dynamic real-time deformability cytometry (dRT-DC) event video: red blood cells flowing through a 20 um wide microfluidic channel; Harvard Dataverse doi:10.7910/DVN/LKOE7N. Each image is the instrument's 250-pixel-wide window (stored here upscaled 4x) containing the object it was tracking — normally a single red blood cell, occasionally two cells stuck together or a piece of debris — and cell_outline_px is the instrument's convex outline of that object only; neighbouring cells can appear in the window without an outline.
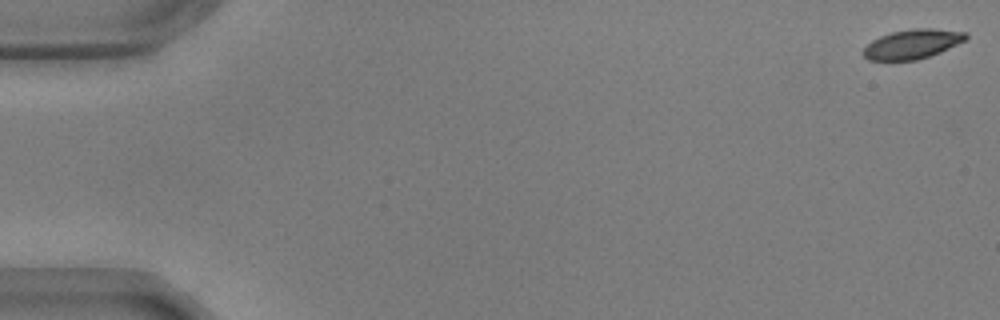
{"species": "common noctule bat (a hibernating species)", "species_latin": "Nyctalus noctula", "temperature_condition": "warm", "stored_images_in_passage": 56, "camera_frame_rate_fps": 3000, "um_per_image_px": 0.085, "animal": {"sex": "male", "body_mass_g": 17.9, "forearm_length_mm": 54.2}, "frame": {"image": 1, "passage_image": 1, "time_ms": 0.0, "image_size_px": [1000, 320], "cell_outline_px": [[968, 40], [940, 52], [916, 60], [868, 60], [864, 56], [864, 48], [872, 40], [880, 36], [892, 32], [912, 28], [932, 28], [968, 32]], "centroid_in_image_um": [77.6, 3.73], "position_along_channel_um": 7.4, "area_um2": 17.63}}
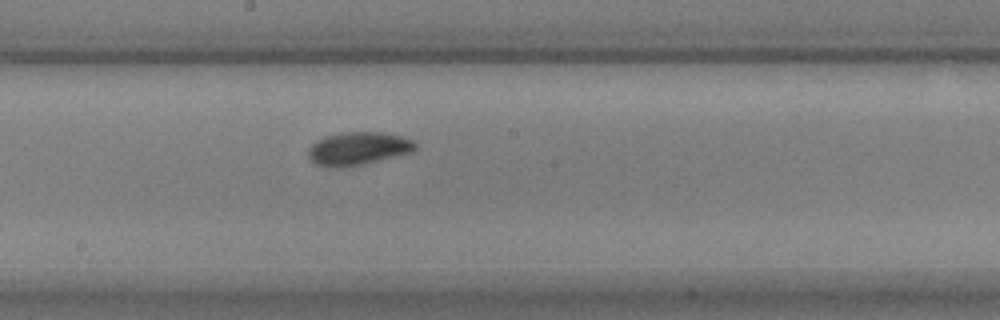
{"frame": {"image": 2, "passage_image": 31, "time_ms": 10.0, "image_size_px": [1000, 320], "cell_outline_px": [[416, 148], [412, 152], [364, 164], [336, 168], [328, 168], [316, 164], [308, 156], [308, 148], [316, 140], [328, 136], [344, 132], [380, 132], [400, 136], [412, 140], [416, 144]], "centroid_in_image_um": [30.42, 12.64], "position_along_channel_um": 217.8, "area_um2": 20.52}}
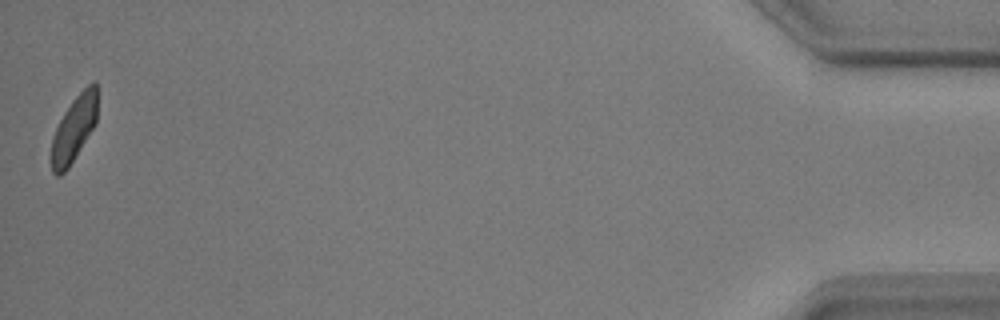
{"frame": {"image": 3, "passage_image": 56, "time_ms": 18.333, "image_size_px": [1000, 320], "cell_outline_px": [[96, 124], [68, 168], [60, 176], [56, 176], [52, 172], [52, 136], [64, 112], [72, 100], [92, 80], [96, 80]], "centroid_in_image_um": [6.29, 10.94], "position_along_channel_um": 428.9, "area_um2": 17.4}, "authors_computed_cell_mechanics": {"area_um2": 18.7272, "velocity_mm_per_s": 3.6089, "shape_relaxation_time_tau1_ms": 3.4668, "shape_relaxation_time_tau2_ms": 6.3175, "deformation_change_tau1": 0.1121, "deformation_change_tau2": 0.0912}}